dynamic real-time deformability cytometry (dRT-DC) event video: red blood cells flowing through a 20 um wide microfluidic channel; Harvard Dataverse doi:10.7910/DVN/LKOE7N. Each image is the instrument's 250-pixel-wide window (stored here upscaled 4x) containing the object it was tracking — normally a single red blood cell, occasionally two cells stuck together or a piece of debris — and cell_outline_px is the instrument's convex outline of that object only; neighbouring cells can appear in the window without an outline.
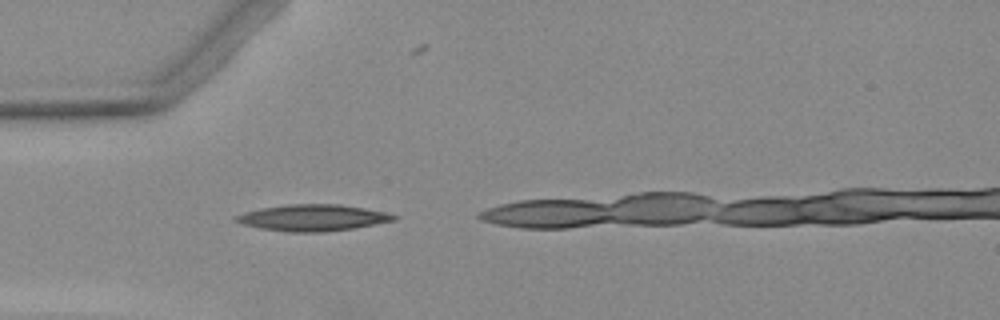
{"species": "Egyptian fruit bat (a non-hibernating species)", "species_latin": "Rousettus aegyptiacus", "temperature_condition": "warm", "stored_images_in_passage": 4, "camera_frame_rate_fps": 3000, "um_per_image_px": 0.085, "animal": {"sex": "female"}, "frame": {"image": 1, "passage_image": 1, "time_ms": 0.0, "image_size_px": [1000, 320], "cell_outline_px": [[396, 220], [352, 228], [328, 232], [288, 232], [260, 228], [244, 224], [236, 220], [236, 216], [244, 212], [260, 208], [288, 204], [340, 204], [364, 208], [384, 212], [396, 216]], "centroid_in_image_um": [26.58, 18.5], "position_along_channel_um": 58.4, "area_um2": 24.04}}